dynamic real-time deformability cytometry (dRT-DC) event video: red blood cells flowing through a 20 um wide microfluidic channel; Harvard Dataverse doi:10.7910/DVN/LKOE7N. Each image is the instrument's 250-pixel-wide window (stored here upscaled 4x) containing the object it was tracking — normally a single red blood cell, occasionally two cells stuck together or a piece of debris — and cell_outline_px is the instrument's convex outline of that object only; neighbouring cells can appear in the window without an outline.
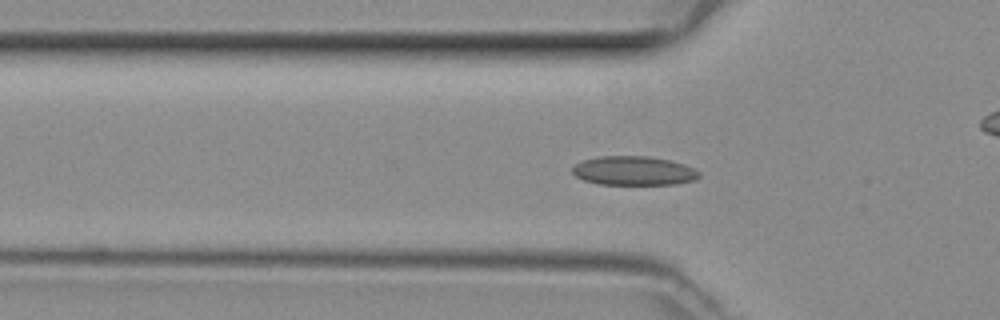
{"species": "common noctule bat (a hibernating species)", "species_latin": "Nyctalus noctula", "temperature_condition": "room temperature", "stored_images_in_passage": 49, "camera_frame_rate_fps": 3000, "um_per_image_px": 0.085, "animal": {"sex": "female", "body_mass_g": 29.2, "forearm_length_mm": 56.3}, "frame": {"image": 1, "passage_image": 15, "time_ms": 4.667, "image_size_px": [1000, 320], "cell_outline_px": [[700, 176], [696, 180], [676, 184], [596, 184], [584, 180], [576, 176], [572, 172], [572, 168], [576, 164], [584, 160], [600, 156], [648, 156], [672, 160], [684, 164], [700, 172]], "centroid_in_image_um": [53.89, 14.51], "position_along_channel_um": 71.9, "area_um2": 21.5}}
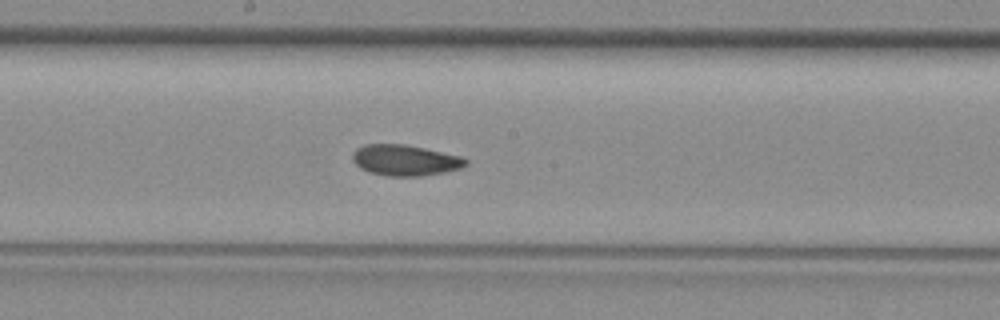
{"frame": {"image": 2, "passage_image": 25, "time_ms": 8.0, "image_size_px": [1000, 320], "cell_outline_px": [[468, 164], [460, 168], [444, 172], [420, 176], [388, 176], [368, 172], [360, 168], [352, 160], [352, 152], [356, 148], [364, 144], [404, 144], [464, 156], [468, 160]], "centroid_in_image_um": [34.43, 13.61], "position_along_channel_um": 213.8, "area_um2": 20.58}}
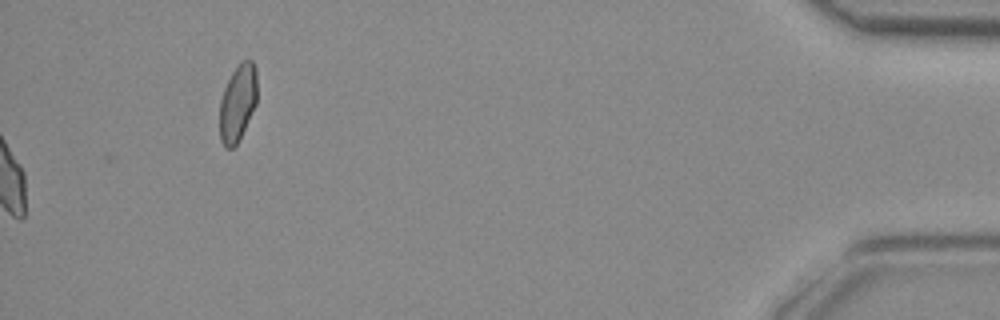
{"frame": {"image": 3, "passage_image": 49, "time_ms": 16.0, "image_size_px": [1000, 320], "cell_outline_px": [[256, 104], [236, 144], [232, 148], [224, 148], [220, 140], [220, 100], [224, 88], [232, 72], [240, 60], [252, 60], [256, 68]], "centroid_in_image_um": [20.19, 8.71], "position_along_channel_um": 415.0, "area_um2": 16.65}}